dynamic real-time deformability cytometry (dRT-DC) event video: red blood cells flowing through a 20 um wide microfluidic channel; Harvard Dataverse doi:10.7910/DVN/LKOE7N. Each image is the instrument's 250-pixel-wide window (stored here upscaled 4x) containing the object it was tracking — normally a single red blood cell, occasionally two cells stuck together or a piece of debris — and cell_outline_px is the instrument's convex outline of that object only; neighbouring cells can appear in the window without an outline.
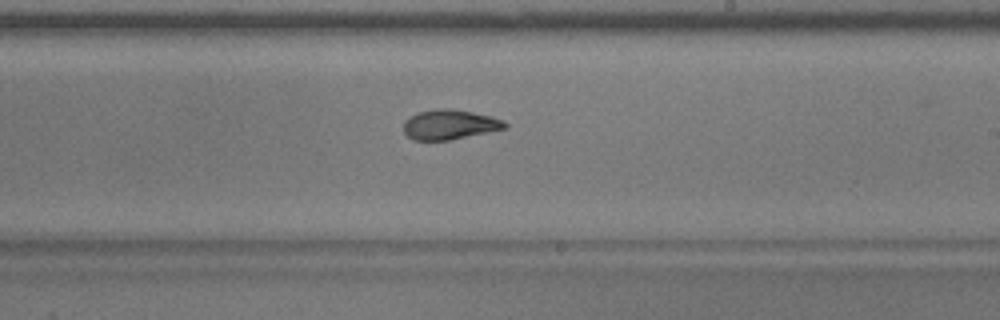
{"species": "common noctule bat (a hibernating species)", "species_latin": "Nyctalus noctula", "temperature_condition": "warm", "stored_images_in_passage": 36, "camera_frame_rate_fps": 3000, "um_per_image_px": 0.085, "animal": {"sex": "male", "body_mass_g": 17.9}, "frame": {"image": 1, "passage_image": 25, "time_ms": 8.0, "image_size_px": [1000, 320], "cell_outline_px": [[508, 124], [504, 128], [488, 132], [452, 140], [412, 140], [404, 132], [404, 120], [416, 112], [436, 108], [448, 108], [472, 112], [492, 116], [504, 120]], "centroid_in_image_um": [38.2, 10.58], "position_along_channel_um": 250.8, "area_um2": 17.74}}
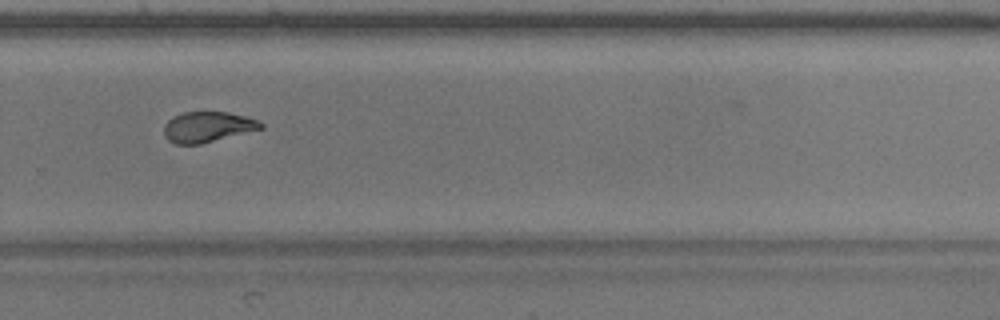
{"frame": {"image": 2, "passage_image": 30, "time_ms": 9.667, "image_size_px": [1000, 320], "cell_outline_px": [[264, 128], [200, 144], [176, 144], [168, 140], [164, 136], [164, 124], [172, 116], [184, 112], [228, 112], [244, 116], [256, 120], [264, 124]], "centroid_in_image_um": [17.62, 10.79], "position_along_channel_um": 312.2, "area_um2": 17.17}, "authors_computed_cell_mechanics": {"area_um2": 17.9758, "velocity_mm_per_s": 3.6934, "shape_relaxation_time_tau1_ms": 4.0879, "shape_relaxation_time_tau2_ms": 2.8698, "deformation_change_tau1": 0.1725, "deformation_change_tau2": 0.0734}}